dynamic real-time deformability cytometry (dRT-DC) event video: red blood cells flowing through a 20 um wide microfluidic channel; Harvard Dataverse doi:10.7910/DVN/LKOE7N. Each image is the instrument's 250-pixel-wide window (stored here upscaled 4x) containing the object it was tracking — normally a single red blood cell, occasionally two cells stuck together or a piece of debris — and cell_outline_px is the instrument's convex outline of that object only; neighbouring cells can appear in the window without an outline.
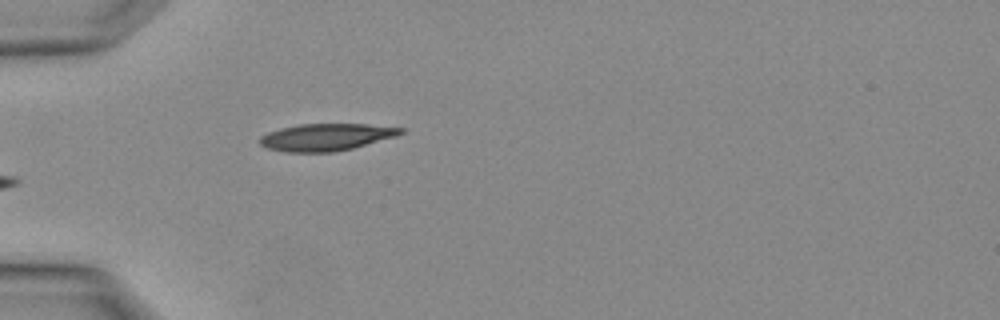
{"species": "Egyptian fruit bat (a non-hibernating species)", "species_latin": "Rousettus aegyptiacus", "temperature_condition": "warm", "stored_images_in_passage": 1, "camera_frame_rate_fps": 3000, "um_per_image_px": 0.085, "animal": {"sex": "female"}, "frame": {"image": 1, "passage_image": 1, "time_ms": 0.0, "image_size_px": [1000, 320], "cell_outline_px": [[404, 132], [396, 136], [352, 148], [332, 152], [288, 152], [268, 148], [260, 144], [260, 136], [268, 132], [280, 128], [300, 124], [368, 124], [404, 128]], "centroid_in_image_um": [27.72, 11.65], "position_along_channel_um": 57.3, "area_um2": 22.08}}